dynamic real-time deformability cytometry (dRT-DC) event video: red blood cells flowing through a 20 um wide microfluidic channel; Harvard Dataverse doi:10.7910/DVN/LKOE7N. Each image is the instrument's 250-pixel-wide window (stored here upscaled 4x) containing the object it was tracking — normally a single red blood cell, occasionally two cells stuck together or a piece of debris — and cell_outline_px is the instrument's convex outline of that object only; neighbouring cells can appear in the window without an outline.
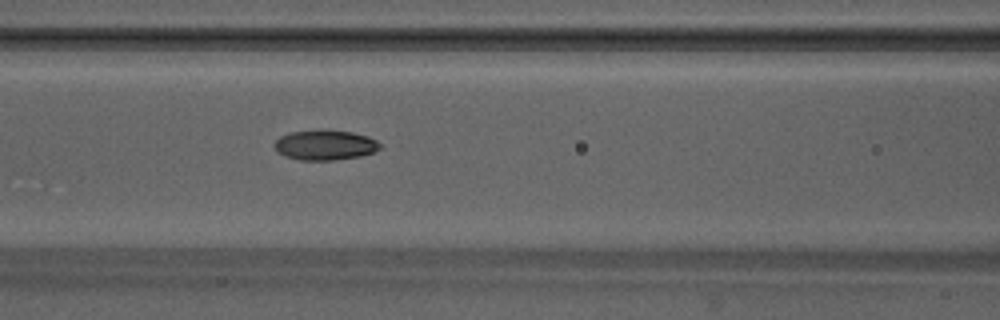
{"species": "Egyptian fruit bat (a non-hibernating species)", "species_latin": "Rousettus aegyptiacus", "temperature_condition": "warm", "stored_images_in_passage": 34, "camera_frame_rate_fps": 3000, "um_per_image_px": 0.085, "animal": {"sex": "male"}, "frame": {"image": 1, "passage_image": 6, "time_ms": 1.667, "image_size_px": [1000, 320], "cell_outline_px": [[380, 148], [376, 152], [360, 156], [332, 160], [300, 160], [284, 156], [276, 148], [276, 140], [280, 136], [288, 132], [352, 132], [368, 136], [376, 140], [380, 144]], "centroid_in_image_um": [27.67, 12.36], "position_along_channel_um": 138.9, "area_um2": 17.8}}
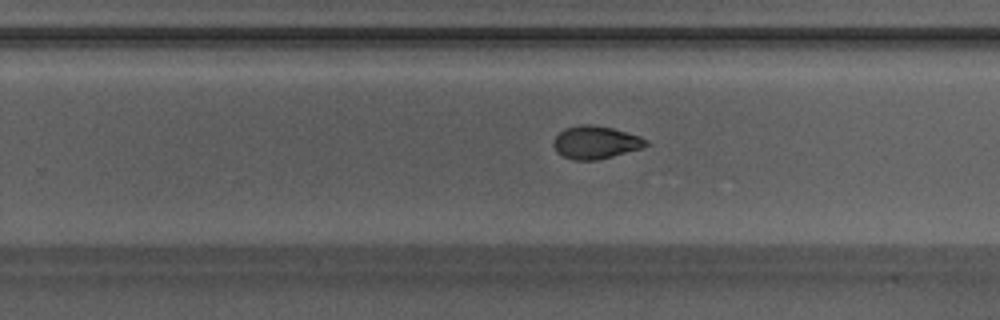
{"frame": {"image": 2, "passage_image": 16, "time_ms": 5.0, "image_size_px": [1000, 320], "cell_outline_px": [[652, 144], [640, 148], [612, 156], [596, 160], [572, 160], [556, 152], [552, 144], [556, 136], [564, 128], [580, 124], [588, 124], [612, 128], [640, 136], [648, 140]], "centroid_in_image_um": [50.62, 12.1], "position_along_channel_um": 279.2, "area_um2": 17.69}}
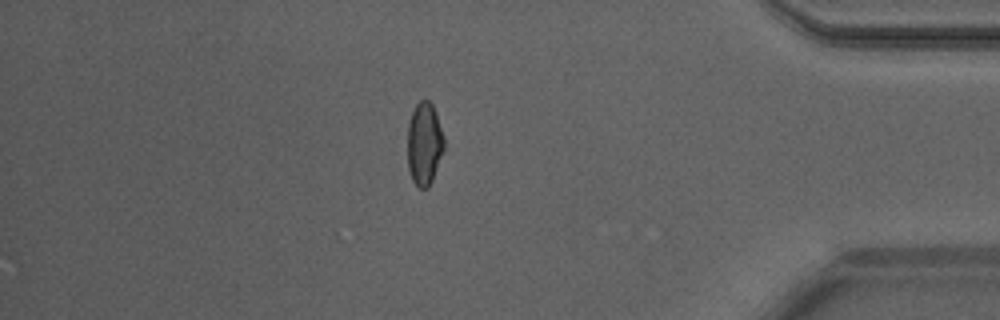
{"frame": {"image": 3, "passage_image": 27, "time_ms": 8.667, "image_size_px": [1000, 320], "cell_outline_px": [[444, 148], [432, 180], [428, 188], [420, 188], [412, 180], [408, 168], [408, 124], [412, 112], [416, 104], [420, 100], [428, 100], [432, 104], [444, 136]], "centroid_in_image_um": [36.06, 12.22], "position_along_channel_um": 399.1, "area_um2": 17.46}, "authors_computed_cell_mechanics": {"area_um2": 17.8024, "velocity_mm_per_s": 4.2222, "shape_relaxation_time_tau1_ms": 7.3266, "shape_relaxation_time_tau2_ms": 2.69, "deformation_change_tau1": 0.2009, "deformation_change_tau2": 0.0741}}